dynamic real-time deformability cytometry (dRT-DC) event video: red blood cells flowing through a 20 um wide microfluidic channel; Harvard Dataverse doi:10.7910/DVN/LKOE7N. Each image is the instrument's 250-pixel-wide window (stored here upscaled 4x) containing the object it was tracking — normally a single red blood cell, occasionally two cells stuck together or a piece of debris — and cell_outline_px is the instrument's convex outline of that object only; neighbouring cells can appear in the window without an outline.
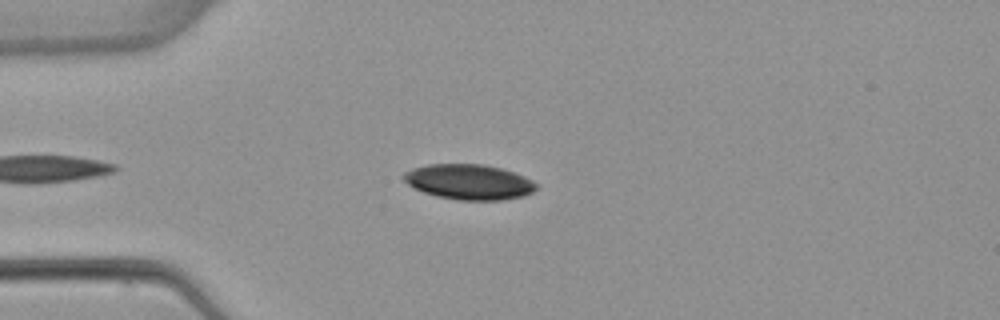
{"species": "common noctule bat (a hibernating species)", "species_latin": "Nyctalus noctula", "temperature_condition": "warm", "stored_images_in_passage": 4, "camera_frame_rate_fps": 3000, "um_per_image_px": 0.085, "animal": {"sex": "female", "body_mass_g": 22.7, "forearm_length_mm": 54.2}, "frame": {"image": 1, "passage_image": 3, "time_ms": 2.333, "image_size_px": [1000, 320], "cell_outline_px": [[536, 188], [532, 192], [524, 196], [500, 200], [456, 200], [436, 196], [424, 192], [408, 184], [400, 176], [404, 172], [412, 168], [428, 164], [484, 164], [500, 168], [524, 176], [532, 180], [536, 184]], "centroid_in_image_um": [39.83, 15.46], "position_along_channel_um": 45.2, "area_um2": 27.22}}
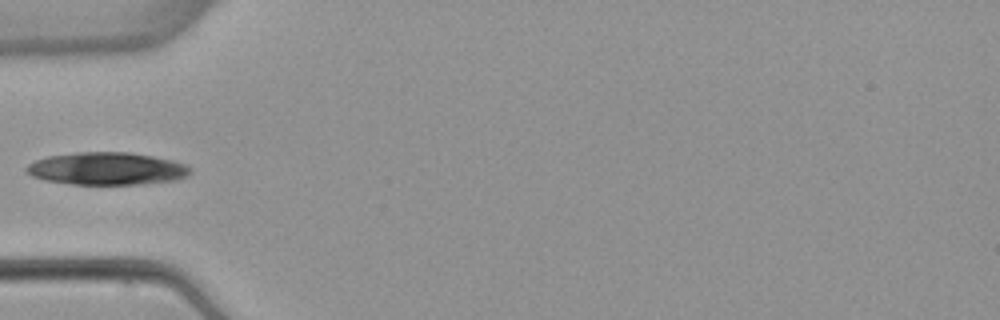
{"frame": {"image": 2, "passage_image": 4, "time_ms": 3.667, "image_size_px": [1000, 320], "cell_outline_px": [[192, 172], [188, 176], [176, 180], [144, 184], [72, 184], [44, 180], [32, 176], [24, 168], [28, 164], [36, 160], [48, 156], [76, 152], [128, 152], [152, 156], [172, 160], [184, 164]], "centroid_in_image_um": [9.08, 14.33], "position_along_channel_um": 75.9, "area_um2": 31.04}}